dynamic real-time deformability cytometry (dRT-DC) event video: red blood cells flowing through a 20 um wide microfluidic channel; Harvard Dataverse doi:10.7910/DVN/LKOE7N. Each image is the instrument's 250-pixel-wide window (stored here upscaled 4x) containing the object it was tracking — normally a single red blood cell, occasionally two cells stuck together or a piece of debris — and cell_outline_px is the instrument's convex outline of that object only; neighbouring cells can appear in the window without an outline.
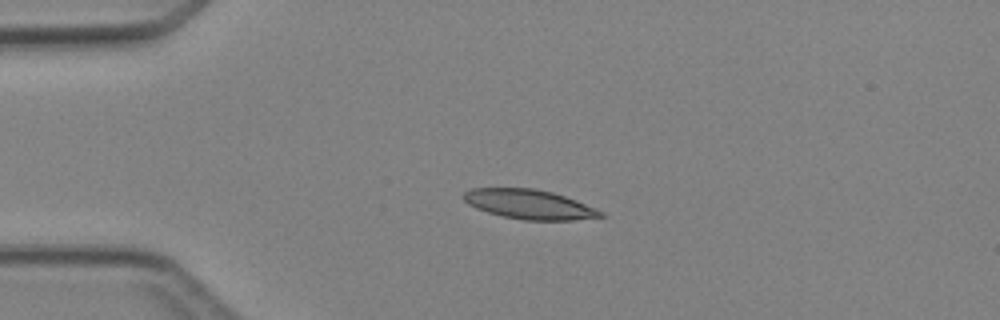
{"species": "Egyptian fruit bat (a non-hibernating species)", "species_latin": "Rousettus aegyptiacus", "temperature_condition": "cold", "stored_images_in_passage": 5, "camera_frame_rate_fps": 3000, "um_per_image_px": 0.085, "animal": {"sex": "female"}, "frame": {"image": 1, "passage_image": 3, "time_ms": 2.333, "image_size_px": [1000, 320], "cell_outline_px": [[604, 216], [572, 220], [524, 220], [504, 216], [488, 212], [476, 208], [468, 204], [460, 196], [464, 192], [472, 188], [532, 188], [552, 192], [576, 200], [596, 208], [604, 212]], "centroid_in_image_um": [44.97, 17.36], "position_along_channel_um": 40.0, "area_um2": 23.47}}
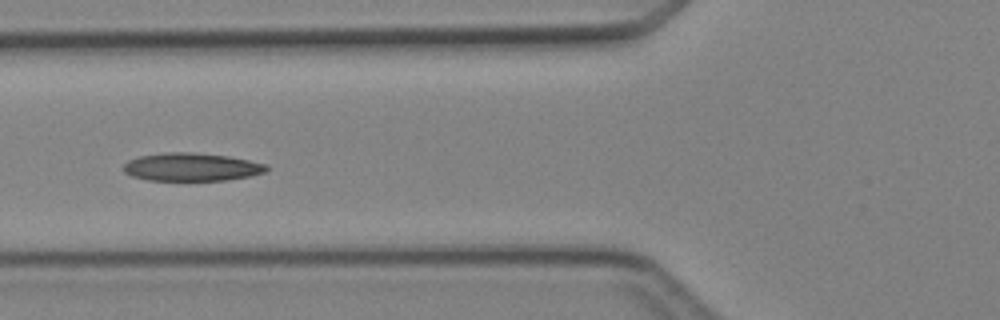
{"frame": {"image": 2, "passage_image": 5, "time_ms": 4.667, "image_size_px": [1000, 320], "cell_outline_px": [[268, 168], [264, 172], [252, 176], [228, 180], [148, 180], [132, 176], [124, 172], [124, 164], [128, 160], [140, 156], [164, 152], [192, 152], [228, 156], [268, 164]], "centroid_in_image_um": [16.29, 14.19], "position_along_channel_um": 109.5, "area_um2": 23.41}}